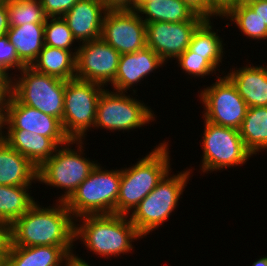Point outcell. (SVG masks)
<instances>
[{
  "mask_svg": "<svg viewBox=\"0 0 267 266\" xmlns=\"http://www.w3.org/2000/svg\"><path fill=\"white\" fill-rule=\"evenodd\" d=\"M208 2L223 16L232 6L239 4V0H208Z\"/></svg>",
  "mask_w": 267,
  "mask_h": 266,
  "instance_id": "74e56055",
  "label": "cell"
},
{
  "mask_svg": "<svg viewBox=\"0 0 267 266\" xmlns=\"http://www.w3.org/2000/svg\"><path fill=\"white\" fill-rule=\"evenodd\" d=\"M211 19H205L194 31L189 49L206 59L217 71L224 55L223 40L212 28Z\"/></svg>",
  "mask_w": 267,
  "mask_h": 266,
  "instance_id": "cb8c5ba5",
  "label": "cell"
},
{
  "mask_svg": "<svg viewBox=\"0 0 267 266\" xmlns=\"http://www.w3.org/2000/svg\"><path fill=\"white\" fill-rule=\"evenodd\" d=\"M199 98L204 106L203 120L236 130L241 128L248 106L226 75L217 76L215 83L200 91Z\"/></svg>",
  "mask_w": 267,
  "mask_h": 266,
  "instance_id": "8fae6325",
  "label": "cell"
},
{
  "mask_svg": "<svg viewBox=\"0 0 267 266\" xmlns=\"http://www.w3.org/2000/svg\"><path fill=\"white\" fill-rule=\"evenodd\" d=\"M47 18L63 17L80 0H39Z\"/></svg>",
  "mask_w": 267,
  "mask_h": 266,
  "instance_id": "d6a6232c",
  "label": "cell"
},
{
  "mask_svg": "<svg viewBox=\"0 0 267 266\" xmlns=\"http://www.w3.org/2000/svg\"><path fill=\"white\" fill-rule=\"evenodd\" d=\"M25 65L18 59L16 48L9 42L8 36L0 37V71L8 78L11 79L14 75L9 73V70L17 69L22 70ZM10 74V76H9Z\"/></svg>",
  "mask_w": 267,
  "mask_h": 266,
  "instance_id": "1f68e13d",
  "label": "cell"
},
{
  "mask_svg": "<svg viewBox=\"0 0 267 266\" xmlns=\"http://www.w3.org/2000/svg\"><path fill=\"white\" fill-rule=\"evenodd\" d=\"M64 263V266H90L88 262H85L80 256H76L75 253L69 254Z\"/></svg>",
  "mask_w": 267,
  "mask_h": 266,
  "instance_id": "ab89813d",
  "label": "cell"
},
{
  "mask_svg": "<svg viewBox=\"0 0 267 266\" xmlns=\"http://www.w3.org/2000/svg\"><path fill=\"white\" fill-rule=\"evenodd\" d=\"M168 142L164 141L131 167L121 169L119 196L115 214L128 215L155 189L170 171Z\"/></svg>",
  "mask_w": 267,
  "mask_h": 266,
  "instance_id": "3957f363",
  "label": "cell"
},
{
  "mask_svg": "<svg viewBox=\"0 0 267 266\" xmlns=\"http://www.w3.org/2000/svg\"><path fill=\"white\" fill-rule=\"evenodd\" d=\"M74 52L44 45L36 61L31 65L36 71L63 80H71L76 77V54Z\"/></svg>",
  "mask_w": 267,
  "mask_h": 266,
  "instance_id": "603a6c76",
  "label": "cell"
},
{
  "mask_svg": "<svg viewBox=\"0 0 267 266\" xmlns=\"http://www.w3.org/2000/svg\"><path fill=\"white\" fill-rule=\"evenodd\" d=\"M42 207L37 202L9 227L7 246H74L75 219L65 202Z\"/></svg>",
  "mask_w": 267,
  "mask_h": 266,
  "instance_id": "6da1fadb",
  "label": "cell"
},
{
  "mask_svg": "<svg viewBox=\"0 0 267 266\" xmlns=\"http://www.w3.org/2000/svg\"><path fill=\"white\" fill-rule=\"evenodd\" d=\"M45 23H27L21 26H10L7 36L16 48L18 59L31 66L44 47Z\"/></svg>",
  "mask_w": 267,
  "mask_h": 266,
  "instance_id": "7402d4cb",
  "label": "cell"
},
{
  "mask_svg": "<svg viewBox=\"0 0 267 266\" xmlns=\"http://www.w3.org/2000/svg\"><path fill=\"white\" fill-rule=\"evenodd\" d=\"M9 26L45 23L47 17L39 0H6Z\"/></svg>",
  "mask_w": 267,
  "mask_h": 266,
  "instance_id": "f1b7e54d",
  "label": "cell"
},
{
  "mask_svg": "<svg viewBox=\"0 0 267 266\" xmlns=\"http://www.w3.org/2000/svg\"><path fill=\"white\" fill-rule=\"evenodd\" d=\"M8 10L6 7V0L0 1V37L7 34L9 30Z\"/></svg>",
  "mask_w": 267,
  "mask_h": 266,
  "instance_id": "d590c367",
  "label": "cell"
},
{
  "mask_svg": "<svg viewBox=\"0 0 267 266\" xmlns=\"http://www.w3.org/2000/svg\"><path fill=\"white\" fill-rule=\"evenodd\" d=\"M75 221V241H83L90 252L107 259L131 252L132 242L143 238L128 215H85Z\"/></svg>",
  "mask_w": 267,
  "mask_h": 266,
  "instance_id": "7a4b0ae2",
  "label": "cell"
},
{
  "mask_svg": "<svg viewBox=\"0 0 267 266\" xmlns=\"http://www.w3.org/2000/svg\"><path fill=\"white\" fill-rule=\"evenodd\" d=\"M31 186L0 185V221L8 227L24 215L36 202L31 196Z\"/></svg>",
  "mask_w": 267,
  "mask_h": 266,
  "instance_id": "484cf974",
  "label": "cell"
},
{
  "mask_svg": "<svg viewBox=\"0 0 267 266\" xmlns=\"http://www.w3.org/2000/svg\"><path fill=\"white\" fill-rule=\"evenodd\" d=\"M227 18L240 29L249 39L265 40L267 39V25L262 22L258 14H255L248 5L237 4L232 6L223 16Z\"/></svg>",
  "mask_w": 267,
  "mask_h": 266,
  "instance_id": "83f0119b",
  "label": "cell"
},
{
  "mask_svg": "<svg viewBox=\"0 0 267 266\" xmlns=\"http://www.w3.org/2000/svg\"><path fill=\"white\" fill-rule=\"evenodd\" d=\"M248 6L255 14H258L262 22L267 25V0L254 1L248 4Z\"/></svg>",
  "mask_w": 267,
  "mask_h": 266,
  "instance_id": "8d00e7d4",
  "label": "cell"
},
{
  "mask_svg": "<svg viewBox=\"0 0 267 266\" xmlns=\"http://www.w3.org/2000/svg\"><path fill=\"white\" fill-rule=\"evenodd\" d=\"M169 171L128 217L142 236L159 228L174 212L183 195L192 169L171 175ZM184 189V190H183Z\"/></svg>",
  "mask_w": 267,
  "mask_h": 266,
  "instance_id": "5b68a950",
  "label": "cell"
},
{
  "mask_svg": "<svg viewBox=\"0 0 267 266\" xmlns=\"http://www.w3.org/2000/svg\"><path fill=\"white\" fill-rule=\"evenodd\" d=\"M105 86L90 81L71 79L66 81L62 125L70 140H85L94 128L99 96Z\"/></svg>",
  "mask_w": 267,
  "mask_h": 266,
  "instance_id": "ba28073f",
  "label": "cell"
},
{
  "mask_svg": "<svg viewBox=\"0 0 267 266\" xmlns=\"http://www.w3.org/2000/svg\"><path fill=\"white\" fill-rule=\"evenodd\" d=\"M6 251H0V266H4V256Z\"/></svg>",
  "mask_w": 267,
  "mask_h": 266,
  "instance_id": "bcb514c9",
  "label": "cell"
},
{
  "mask_svg": "<svg viewBox=\"0 0 267 266\" xmlns=\"http://www.w3.org/2000/svg\"><path fill=\"white\" fill-rule=\"evenodd\" d=\"M195 14L204 19L215 18L222 15L208 2V0H182Z\"/></svg>",
  "mask_w": 267,
  "mask_h": 266,
  "instance_id": "836d02e7",
  "label": "cell"
},
{
  "mask_svg": "<svg viewBox=\"0 0 267 266\" xmlns=\"http://www.w3.org/2000/svg\"><path fill=\"white\" fill-rule=\"evenodd\" d=\"M107 10L101 0H80L65 13L63 19L76 42L81 44L101 38Z\"/></svg>",
  "mask_w": 267,
  "mask_h": 266,
  "instance_id": "e0dca14e",
  "label": "cell"
},
{
  "mask_svg": "<svg viewBox=\"0 0 267 266\" xmlns=\"http://www.w3.org/2000/svg\"><path fill=\"white\" fill-rule=\"evenodd\" d=\"M38 169L6 141H0V185L31 186Z\"/></svg>",
  "mask_w": 267,
  "mask_h": 266,
  "instance_id": "44dd1931",
  "label": "cell"
},
{
  "mask_svg": "<svg viewBox=\"0 0 267 266\" xmlns=\"http://www.w3.org/2000/svg\"><path fill=\"white\" fill-rule=\"evenodd\" d=\"M254 1H259V0H239V4L248 5Z\"/></svg>",
  "mask_w": 267,
  "mask_h": 266,
  "instance_id": "7dc6e473",
  "label": "cell"
},
{
  "mask_svg": "<svg viewBox=\"0 0 267 266\" xmlns=\"http://www.w3.org/2000/svg\"><path fill=\"white\" fill-rule=\"evenodd\" d=\"M5 106H0V141L4 140Z\"/></svg>",
  "mask_w": 267,
  "mask_h": 266,
  "instance_id": "b9f144b4",
  "label": "cell"
},
{
  "mask_svg": "<svg viewBox=\"0 0 267 266\" xmlns=\"http://www.w3.org/2000/svg\"><path fill=\"white\" fill-rule=\"evenodd\" d=\"M145 105L125 92L104 89L98 99L94 128H105L111 132L140 129L155 120L153 110Z\"/></svg>",
  "mask_w": 267,
  "mask_h": 266,
  "instance_id": "9c48e42d",
  "label": "cell"
},
{
  "mask_svg": "<svg viewBox=\"0 0 267 266\" xmlns=\"http://www.w3.org/2000/svg\"><path fill=\"white\" fill-rule=\"evenodd\" d=\"M101 38L120 54L133 53L147 46L146 23L136 10H107Z\"/></svg>",
  "mask_w": 267,
  "mask_h": 266,
  "instance_id": "7c38bea8",
  "label": "cell"
},
{
  "mask_svg": "<svg viewBox=\"0 0 267 266\" xmlns=\"http://www.w3.org/2000/svg\"><path fill=\"white\" fill-rule=\"evenodd\" d=\"M137 12L145 23L186 22L196 15L182 0L145 2Z\"/></svg>",
  "mask_w": 267,
  "mask_h": 266,
  "instance_id": "d4e9b609",
  "label": "cell"
},
{
  "mask_svg": "<svg viewBox=\"0 0 267 266\" xmlns=\"http://www.w3.org/2000/svg\"><path fill=\"white\" fill-rule=\"evenodd\" d=\"M202 139L203 174L208 171L224 170V168L241 166L253 155L246 147L240 136V131L204 120Z\"/></svg>",
  "mask_w": 267,
  "mask_h": 266,
  "instance_id": "30bf717a",
  "label": "cell"
},
{
  "mask_svg": "<svg viewBox=\"0 0 267 266\" xmlns=\"http://www.w3.org/2000/svg\"><path fill=\"white\" fill-rule=\"evenodd\" d=\"M83 142L84 140H71L64 146H59L54 155L38 168L37 182L65 189L56 201H66L98 163L83 157ZM73 144L78 145L75 146L76 150L71 149L70 145Z\"/></svg>",
  "mask_w": 267,
  "mask_h": 266,
  "instance_id": "8992f818",
  "label": "cell"
},
{
  "mask_svg": "<svg viewBox=\"0 0 267 266\" xmlns=\"http://www.w3.org/2000/svg\"><path fill=\"white\" fill-rule=\"evenodd\" d=\"M0 82H10V79H8L1 71H0Z\"/></svg>",
  "mask_w": 267,
  "mask_h": 266,
  "instance_id": "f6af8a7d",
  "label": "cell"
},
{
  "mask_svg": "<svg viewBox=\"0 0 267 266\" xmlns=\"http://www.w3.org/2000/svg\"><path fill=\"white\" fill-rule=\"evenodd\" d=\"M10 79V92L22 103L62 121L66 80L25 66ZM15 76H18L17 78Z\"/></svg>",
  "mask_w": 267,
  "mask_h": 266,
  "instance_id": "52a82bcc",
  "label": "cell"
},
{
  "mask_svg": "<svg viewBox=\"0 0 267 266\" xmlns=\"http://www.w3.org/2000/svg\"><path fill=\"white\" fill-rule=\"evenodd\" d=\"M7 131V132H6ZM4 141L25 156L37 169L50 159L59 145L49 137L25 130H6Z\"/></svg>",
  "mask_w": 267,
  "mask_h": 266,
  "instance_id": "ffe728a7",
  "label": "cell"
},
{
  "mask_svg": "<svg viewBox=\"0 0 267 266\" xmlns=\"http://www.w3.org/2000/svg\"><path fill=\"white\" fill-rule=\"evenodd\" d=\"M9 242L8 226L0 221V251H6Z\"/></svg>",
  "mask_w": 267,
  "mask_h": 266,
  "instance_id": "f35d334b",
  "label": "cell"
},
{
  "mask_svg": "<svg viewBox=\"0 0 267 266\" xmlns=\"http://www.w3.org/2000/svg\"><path fill=\"white\" fill-rule=\"evenodd\" d=\"M121 169L107 170L97 163L89 176L64 201L74 219L85 215L115 214Z\"/></svg>",
  "mask_w": 267,
  "mask_h": 266,
  "instance_id": "277c9868",
  "label": "cell"
},
{
  "mask_svg": "<svg viewBox=\"0 0 267 266\" xmlns=\"http://www.w3.org/2000/svg\"><path fill=\"white\" fill-rule=\"evenodd\" d=\"M4 129L25 130L52 138L59 146L71 141L60 119L22 104L11 92L5 105Z\"/></svg>",
  "mask_w": 267,
  "mask_h": 266,
  "instance_id": "5bb4252c",
  "label": "cell"
},
{
  "mask_svg": "<svg viewBox=\"0 0 267 266\" xmlns=\"http://www.w3.org/2000/svg\"><path fill=\"white\" fill-rule=\"evenodd\" d=\"M178 66L181 67L186 74L188 73L191 77L209 76L210 73H216V69L202 56L192 52L189 48L183 52L177 59Z\"/></svg>",
  "mask_w": 267,
  "mask_h": 266,
  "instance_id": "4dcf8cb0",
  "label": "cell"
},
{
  "mask_svg": "<svg viewBox=\"0 0 267 266\" xmlns=\"http://www.w3.org/2000/svg\"><path fill=\"white\" fill-rule=\"evenodd\" d=\"M240 136L245 147L253 154L267 149V106L250 107L243 119Z\"/></svg>",
  "mask_w": 267,
  "mask_h": 266,
  "instance_id": "4316f807",
  "label": "cell"
},
{
  "mask_svg": "<svg viewBox=\"0 0 267 266\" xmlns=\"http://www.w3.org/2000/svg\"><path fill=\"white\" fill-rule=\"evenodd\" d=\"M246 66L236 67L238 70L233 68L226 76L236 86L248 108L265 107L267 106V66H253L250 63Z\"/></svg>",
  "mask_w": 267,
  "mask_h": 266,
  "instance_id": "d6986e66",
  "label": "cell"
},
{
  "mask_svg": "<svg viewBox=\"0 0 267 266\" xmlns=\"http://www.w3.org/2000/svg\"><path fill=\"white\" fill-rule=\"evenodd\" d=\"M73 246H7L4 266H63Z\"/></svg>",
  "mask_w": 267,
  "mask_h": 266,
  "instance_id": "ac0fdd59",
  "label": "cell"
},
{
  "mask_svg": "<svg viewBox=\"0 0 267 266\" xmlns=\"http://www.w3.org/2000/svg\"><path fill=\"white\" fill-rule=\"evenodd\" d=\"M251 266H267V256L257 259Z\"/></svg>",
  "mask_w": 267,
  "mask_h": 266,
  "instance_id": "7bdbcfd3",
  "label": "cell"
},
{
  "mask_svg": "<svg viewBox=\"0 0 267 266\" xmlns=\"http://www.w3.org/2000/svg\"><path fill=\"white\" fill-rule=\"evenodd\" d=\"M108 10L133 9L135 0H101Z\"/></svg>",
  "mask_w": 267,
  "mask_h": 266,
  "instance_id": "e575fe53",
  "label": "cell"
},
{
  "mask_svg": "<svg viewBox=\"0 0 267 266\" xmlns=\"http://www.w3.org/2000/svg\"><path fill=\"white\" fill-rule=\"evenodd\" d=\"M166 64L159 55L150 47H144L133 53L121 54L117 73L111 83L114 91L125 92L134 87L144 77L156 71L159 67Z\"/></svg>",
  "mask_w": 267,
  "mask_h": 266,
  "instance_id": "2e32d148",
  "label": "cell"
},
{
  "mask_svg": "<svg viewBox=\"0 0 267 266\" xmlns=\"http://www.w3.org/2000/svg\"><path fill=\"white\" fill-rule=\"evenodd\" d=\"M121 54L102 38L79 44L76 79L108 86L115 79Z\"/></svg>",
  "mask_w": 267,
  "mask_h": 266,
  "instance_id": "4fadbf2b",
  "label": "cell"
},
{
  "mask_svg": "<svg viewBox=\"0 0 267 266\" xmlns=\"http://www.w3.org/2000/svg\"><path fill=\"white\" fill-rule=\"evenodd\" d=\"M204 20L196 14L186 22L146 23L147 47L164 62L175 60L188 49L194 31Z\"/></svg>",
  "mask_w": 267,
  "mask_h": 266,
  "instance_id": "9a60e30c",
  "label": "cell"
},
{
  "mask_svg": "<svg viewBox=\"0 0 267 266\" xmlns=\"http://www.w3.org/2000/svg\"><path fill=\"white\" fill-rule=\"evenodd\" d=\"M150 1L154 0H135L134 10L137 11L145 2H150Z\"/></svg>",
  "mask_w": 267,
  "mask_h": 266,
  "instance_id": "ee69618b",
  "label": "cell"
},
{
  "mask_svg": "<svg viewBox=\"0 0 267 266\" xmlns=\"http://www.w3.org/2000/svg\"><path fill=\"white\" fill-rule=\"evenodd\" d=\"M74 39L63 17L47 18L44 27V44L73 52ZM71 48V49H70Z\"/></svg>",
  "mask_w": 267,
  "mask_h": 266,
  "instance_id": "f546056e",
  "label": "cell"
},
{
  "mask_svg": "<svg viewBox=\"0 0 267 266\" xmlns=\"http://www.w3.org/2000/svg\"><path fill=\"white\" fill-rule=\"evenodd\" d=\"M10 93V82H0V106L6 105Z\"/></svg>",
  "mask_w": 267,
  "mask_h": 266,
  "instance_id": "60d3db41",
  "label": "cell"
}]
</instances>
